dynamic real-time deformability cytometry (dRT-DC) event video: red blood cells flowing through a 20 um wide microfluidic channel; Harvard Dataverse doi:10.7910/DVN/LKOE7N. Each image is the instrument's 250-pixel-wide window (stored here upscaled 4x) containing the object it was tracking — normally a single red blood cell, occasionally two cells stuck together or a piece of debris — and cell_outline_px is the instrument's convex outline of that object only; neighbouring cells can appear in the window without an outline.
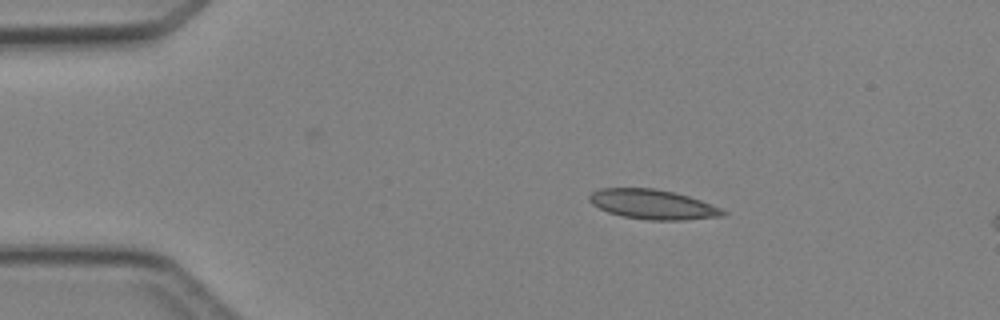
{"species": "Egyptian fruit bat (a non-hibernating species)", "species_latin": "Rousettus aegyptiacus", "temperature_condition": "cold", "stored_images_in_passage": 4, "camera_frame_rate_fps": 3000, "um_per_image_px": 0.085, "animal": {"sex": "female"}, "frame": {"image": 1, "passage_image": 2, "time_ms": 1.333, "image_size_px": [1000, 320], "cell_outline_px": [[728, 212], [724, 216], [684, 220], [652, 220], [624, 216], [608, 212], [592, 204], [588, 200], [588, 196], [592, 192], [600, 188], [656, 188], [676, 192], [712, 204]], "centroid_in_image_um": [55.5, 17.36], "position_along_channel_um": 29.5, "area_um2": 23.12}}